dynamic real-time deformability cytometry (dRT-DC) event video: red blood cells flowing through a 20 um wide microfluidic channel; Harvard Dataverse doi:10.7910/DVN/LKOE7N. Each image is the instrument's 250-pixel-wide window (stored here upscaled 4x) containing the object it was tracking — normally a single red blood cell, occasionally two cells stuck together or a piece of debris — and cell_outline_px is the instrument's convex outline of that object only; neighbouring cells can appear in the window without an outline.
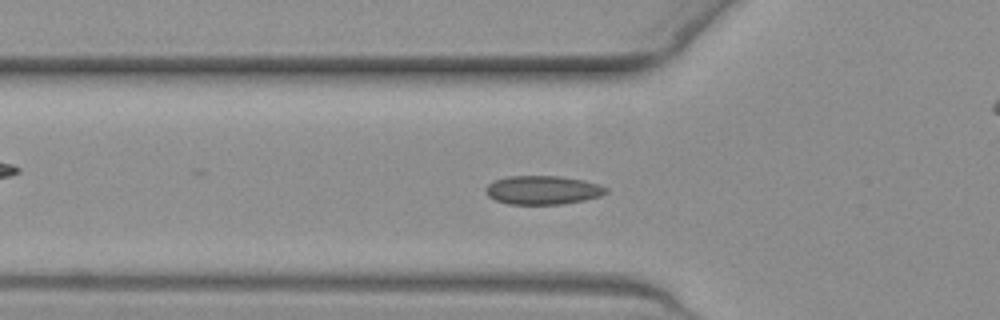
{"species": "common noctule bat (a hibernating species)", "species_latin": "Nyctalus noctula", "temperature_condition": "warm", "stored_images_in_passage": 48, "camera_frame_rate_fps": 3000, "um_per_image_px": 0.085, "animal": {"sex": "female", "body_mass_g": 19.3, "forearm_length_mm": 54.1}, "frame": {"image": 1, "passage_image": 11, "time_ms": 3.333, "image_size_px": [1000, 320], "cell_outline_px": [[608, 192], [600, 196], [584, 200], [560, 204], [508, 204], [496, 200], [488, 196], [484, 192], [484, 188], [492, 180], [508, 176], [560, 176], [584, 180], [600, 184], [608, 188]], "centroid_in_image_um": [46.12, 16.15], "position_along_channel_um": 79.7, "area_um2": 20.35}}
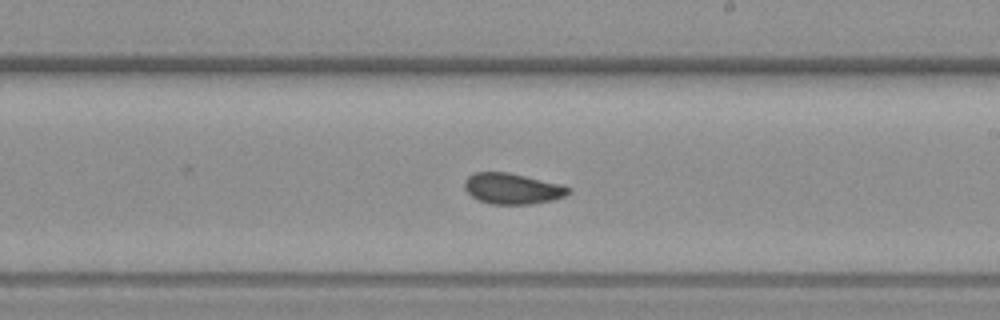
{"frame": {"image": 2, "passage_image": 24, "time_ms": 7.667, "image_size_px": [1000, 320], "cell_outline_px": [[572, 192], [564, 196], [552, 200], [532, 204], [488, 204], [476, 200], [464, 188], [464, 180], [468, 176], [476, 172], [508, 172], [560, 184], [572, 188]], "centroid_in_image_um": [43.54, 16.04], "position_along_channel_um": 245.5, "area_um2": 18.79}}
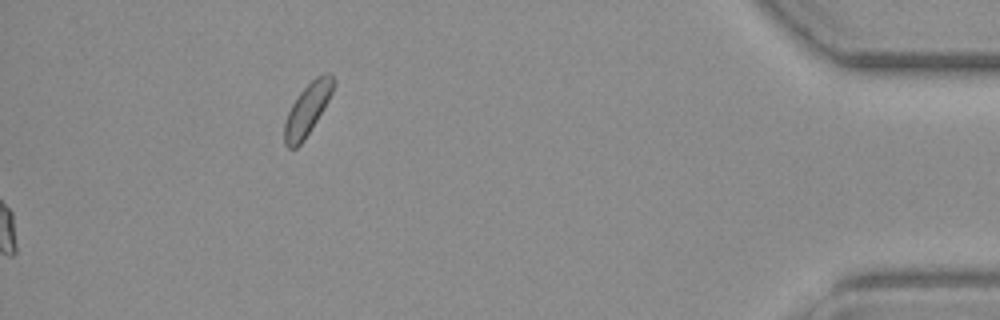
{"frame": {"image": 3, "passage_image": 48, "time_ms": 15.667, "image_size_px": [1000, 320], "cell_outline_px": [[336, 84], [324, 108], [304, 140], [296, 148], [288, 148], [284, 144], [284, 124], [288, 112], [292, 104], [300, 92], [316, 76], [324, 72], [328, 72], [336, 80]], "centroid_in_image_um": [26.13, 9.27], "position_along_channel_um": 409.1, "area_um2": 14.68}}